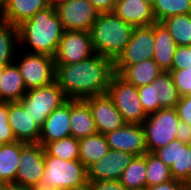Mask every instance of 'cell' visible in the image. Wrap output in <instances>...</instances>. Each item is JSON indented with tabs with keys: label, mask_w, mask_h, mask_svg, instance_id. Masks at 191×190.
<instances>
[{
	"label": "cell",
	"mask_w": 191,
	"mask_h": 190,
	"mask_svg": "<svg viewBox=\"0 0 191 190\" xmlns=\"http://www.w3.org/2000/svg\"><path fill=\"white\" fill-rule=\"evenodd\" d=\"M109 149L120 150L141 156L148 152L142 124H126L105 134Z\"/></svg>",
	"instance_id": "obj_15"
},
{
	"label": "cell",
	"mask_w": 191,
	"mask_h": 190,
	"mask_svg": "<svg viewBox=\"0 0 191 190\" xmlns=\"http://www.w3.org/2000/svg\"><path fill=\"white\" fill-rule=\"evenodd\" d=\"M50 6L56 7L58 4L62 3L65 0H47Z\"/></svg>",
	"instance_id": "obj_45"
},
{
	"label": "cell",
	"mask_w": 191,
	"mask_h": 190,
	"mask_svg": "<svg viewBox=\"0 0 191 190\" xmlns=\"http://www.w3.org/2000/svg\"><path fill=\"white\" fill-rule=\"evenodd\" d=\"M188 169H189V181L191 180V145H189V165H188Z\"/></svg>",
	"instance_id": "obj_46"
},
{
	"label": "cell",
	"mask_w": 191,
	"mask_h": 190,
	"mask_svg": "<svg viewBox=\"0 0 191 190\" xmlns=\"http://www.w3.org/2000/svg\"><path fill=\"white\" fill-rule=\"evenodd\" d=\"M162 23L177 46H191V13L169 17Z\"/></svg>",
	"instance_id": "obj_30"
},
{
	"label": "cell",
	"mask_w": 191,
	"mask_h": 190,
	"mask_svg": "<svg viewBox=\"0 0 191 190\" xmlns=\"http://www.w3.org/2000/svg\"><path fill=\"white\" fill-rule=\"evenodd\" d=\"M55 80L68 99H85L106 94L115 74L114 61L94 54L72 64H55Z\"/></svg>",
	"instance_id": "obj_1"
},
{
	"label": "cell",
	"mask_w": 191,
	"mask_h": 190,
	"mask_svg": "<svg viewBox=\"0 0 191 190\" xmlns=\"http://www.w3.org/2000/svg\"><path fill=\"white\" fill-rule=\"evenodd\" d=\"M0 190H32V189L13 182V183H2L0 185Z\"/></svg>",
	"instance_id": "obj_42"
},
{
	"label": "cell",
	"mask_w": 191,
	"mask_h": 190,
	"mask_svg": "<svg viewBox=\"0 0 191 190\" xmlns=\"http://www.w3.org/2000/svg\"><path fill=\"white\" fill-rule=\"evenodd\" d=\"M49 6L47 0H7L4 20L18 27Z\"/></svg>",
	"instance_id": "obj_24"
},
{
	"label": "cell",
	"mask_w": 191,
	"mask_h": 190,
	"mask_svg": "<svg viewBox=\"0 0 191 190\" xmlns=\"http://www.w3.org/2000/svg\"><path fill=\"white\" fill-rule=\"evenodd\" d=\"M19 42L29 44L32 53H41L54 57L61 37L63 25L54 6L38 11L31 19L18 26Z\"/></svg>",
	"instance_id": "obj_2"
},
{
	"label": "cell",
	"mask_w": 191,
	"mask_h": 190,
	"mask_svg": "<svg viewBox=\"0 0 191 190\" xmlns=\"http://www.w3.org/2000/svg\"><path fill=\"white\" fill-rule=\"evenodd\" d=\"M70 130L78 140L97 133L90 107L83 99H70Z\"/></svg>",
	"instance_id": "obj_21"
},
{
	"label": "cell",
	"mask_w": 191,
	"mask_h": 190,
	"mask_svg": "<svg viewBox=\"0 0 191 190\" xmlns=\"http://www.w3.org/2000/svg\"><path fill=\"white\" fill-rule=\"evenodd\" d=\"M191 67V46H177L171 70H180Z\"/></svg>",
	"instance_id": "obj_36"
},
{
	"label": "cell",
	"mask_w": 191,
	"mask_h": 190,
	"mask_svg": "<svg viewBox=\"0 0 191 190\" xmlns=\"http://www.w3.org/2000/svg\"><path fill=\"white\" fill-rule=\"evenodd\" d=\"M71 136L70 99L51 112L41 127L38 144L45 147L49 142Z\"/></svg>",
	"instance_id": "obj_19"
},
{
	"label": "cell",
	"mask_w": 191,
	"mask_h": 190,
	"mask_svg": "<svg viewBox=\"0 0 191 190\" xmlns=\"http://www.w3.org/2000/svg\"><path fill=\"white\" fill-rule=\"evenodd\" d=\"M174 85L179 96L191 95V67L180 70H170Z\"/></svg>",
	"instance_id": "obj_34"
},
{
	"label": "cell",
	"mask_w": 191,
	"mask_h": 190,
	"mask_svg": "<svg viewBox=\"0 0 191 190\" xmlns=\"http://www.w3.org/2000/svg\"><path fill=\"white\" fill-rule=\"evenodd\" d=\"M135 190H147L146 188H142V189H135Z\"/></svg>",
	"instance_id": "obj_51"
},
{
	"label": "cell",
	"mask_w": 191,
	"mask_h": 190,
	"mask_svg": "<svg viewBox=\"0 0 191 190\" xmlns=\"http://www.w3.org/2000/svg\"><path fill=\"white\" fill-rule=\"evenodd\" d=\"M113 12L134 27L151 26L156 22L148 0H116Z\"/></svg>",
	"instance_id": "obj_20"
},
{
	"label": "cell",
	"mask_w": 191,
	"mask_h": 190,
	"mask_svg": "<svg viewBox=\"0 0 191 190\" xmlns=\"http://www.w3.org/2000/svg\"><path fill=\"white\" fill-rule=\"evenodd\" d=\"M83 100L90 107L98 133L105 135L127 124L107 93Z\"/></svg>",
	"instance_id": "obj_14"
},
{
	"label": "cell",
	"mask_w": 191,
	"mask_h": 190,
	"mask_svg": "<svg viewBox=\"0 0 191 190\" xmlns=\"http://www.w3.org/2000/svg\"><path fill=\"white\" fill-rule=\"evenodd\" d=\"M180 123L175 107L161 108L147 116L142 123L148 153L166 146L176 139V129Z\"/></svg>",
	"instance_id": "obj_6"
},
{
	"label": "cell",
	"mask_w": 191,
	"mask_h": 190,
	"mask_svg": "<svg viewBox=\"0 0 191 190\" xmlns=\"http://www.w3.org/2000/svg\"><path fill=\"white\" fill-rule=\"evenodd\" d=\"M146 187L159 185L172 178L170 167L152 153H146Z\"/></svg>",
	"instance_id": "obj_32"
},
{
	"label": "cell",
	"mask_w": 191,
	"mask_h": 190,
	"mask_svg": "<svg viewBox=\"0 0 191 190\" xmlns=\"http://www.w3.org/2000/svg\"><path fill=\"white\" fill-rule=\"evenodd\" d=\"M45 151L63 160H79V140L73 136L49 142Z\"/></svg>",
	"instance_id": "obj_33"
},
{
	"label": "cell",
	"mask_w": 191,
	"mask_h": 190,
	"mask_svg": "<svg viewBox=\"0 0 191 190\" xmlns=\"http://www.w3.org/2000/svg\"><path fill=\"white\" fill-rule=\"evenodd\" d=\"M156 22L182 14L191 13V0H157L152 5Z\"/></svg>",
	"instance_id": "obj_31"
},
{
	"label": "cell",
	"mask_w": 191,
	"mask_h": 190,
	"mask_svg": "<svg viewBox=\"0 0 191 190\" xmlns=\"http://www.w3.org/2000/svg\"><path fill=\"white\" fill-rule=\"evenodd\" d=\"M147 190H186V185L179 180L171 179L170 181L146 187Z\"/></svg>",
	"instance_id": "obj_39"
},
{
	"label": "cell",
	"mask_w": 191,
	"mask_h": 190,
	"mask_svg": "<svg viewBox=\"0 0 191 190\" xmlns=\"http://www.w3.org/2000/svg\"><path fill=\"white\" fill-rule=\"evenodd\" d=\"M1 74H2V68H0V78H1Z\"/></svg>",
	"instance_id": "obj_50"
},
{
	"label": "cell",
	"mask_w": 191,
	"mask_h": 190,
	"mask_svg": "<svg viewBox=\"0 0 191 190\" xmlns=\"http://www.w3.org/2000/svg\"><path fill=\"white\" fill-rule=\"evenodd\" d=\"M154 50V24L134 27L130 41L114 61V72L120 74L127 66L153 59Z\"/></svg>",
	"instance_id": "obj_9"
},
{
	"label": "cell",
	"mask_w": 191,
	"mask_h": 190,
	"mask_svg": "<svg viewBox=\"0 0 191 190\" xmlns=\"http://www.w3.org/2000/svg\"><path fill=\"white\" fill-rule=\"evenodd\" d=\"M27 89L16 63L2 68L0 78V101L19 102L26 94Z\"/></svg>",
	"instance_id": "obj_22"
},
{
	"label": "cell",
	"mask_w": 191,
	"mask_h": 190,
	"mask_svg": "<svg viewBox=\"0 0 191 190\" xmlns=\"http://www.w3.org/2000/svg\"><path fill=\"white\" fill-rule=\"evenodd\" d=\"M154 39L155 50L153 60L163 71L169 72L177 45L162 22L154 23Z\"/></svg>",
	"instance_id": "obj_23"
},
{
	"label": "cell",
	"mask_w": 191,
	"mask_h": 190,
	"mask_svg": "<svg viewBox=\"0 0 191 190\" xmlns=\"http://www.w3.org/2000/svg\"><path fill=\"white\" fill-rule=\"evenodd\" d=\"M134 155L120 150L110 149L99 161L87 169V180H119Z\"/></svg>",
	"instance_id": "obj_17"
},
{
	"label": "cell",
	"mask_w": 191,
	"mask_h": 190,
	"mask_svg": "<svg viewBox=\"0 0 191 190\" xmlns=\"http://www.w3.org/2000/svg\"><path fill=\"white\" fill-rule=\"evenodd\" d=\"M137 88L140 102L147 115L161 108H173L180 100L170 72L163 71L149 85Z\"/></svg>",
	"instance_id": "obj_8"
},
{
	"label": "cell",
	"mask_w": 191,
	"mask_h": 190,
	"mask_svg": "<svg viewBox=\"0 0 191 190\" xmlns=\"http://www.w3.org/2000/svg\"><path fill=\"white\" fill-rule=\"evenodd\" d=\"M68 100L56 80L45 86L28 90L19 101L41 128L52 111Z\"/></svg>",
	"instance_id": "obj_7"
},
{
	"label": "cell",
	"mask_w": 191,
	"mask_h": 190,
	"mask_svg": "<svg viewBox=\"0 0 191 190\" xmlns=\"http://www.w3.org/2000/svg\"><path fill=\"white\" fill-rule=\"evenodd\" d=\"M133 29L114 12L100 13L89 31L95 53L115 61L130 41Z\"/></svg>",
	"instance_id": "obj_3"
},
{
	"label": "cell",
	"mask_w": 191,
	"mask_h": 190,
	"mask_svg": "<svg viewBox=\"0 0 191 190\" xmlns=\"http://www.w3.org/2000/svg\"><path fill=\"white\" fill-rule=\"evenodd\" d=\"M162 72L163 70L153 59H148L127 66L119 75L127 82L140 87L152 83Z\"/></svg>",
	"instance_id": "obj_26"
},
{
	"label": "cell",
	"mask_w": 191,
	"mask_h": 190,
	"mask_svg": "<svg viewBox=\"0 0 191 190\" xmlns=\"http://www.w3.org/2000/svg\"><path fill=\"white\" fill-rule=\"evenodd\" d=\"M45 148L38 143H25L21 141V155L16 181L30 189L40 187L44 175Z\"/></svg>",
	"instance_id": "obj_11"
},
{
	"label": "cell",
	"mask_w": 191,
	"mask_h": 190,
	"mask_svg": "<svg viewBox=\"0 0 191 190\" xmlns=\"http://www.w3.org/2000/svg\"><path fill=\"white\" fill-rule=\"evenodd\" d=\"M6 6H7V0H0V20H4Z\"/></svg>",
	"instance_id": "obj_44"
},
{
	"label": "cell",
	"mask_w": 191,
	"mask_h": 190,
	"mask_svg": "<svg viewBox=\"0 0 191 190\" xmlns=\"http://www.w3.org/2000/svg\"><path fill=\"white\" fill-rule=\"evenodd\" d=\"M105 135L95 133L79 140V160L88 169L109 151Z\"/></svg>",
	"instance_id": "obj_25"
},
{
	"label": "cell",
	"mask_w": 191,
	"mask_h": 190,
	"mask_svg": "<svg viewBox=\"0 0 191 190\" xmlns=\"http://www.w3.org/2000/svg\"><path fill=\"white\" fill-rule=\"evenodd\" d=\"M17 141L8 123V102L0 101V143L8 144Z\"/></svg>",
	"instance_id": "obj_35"
},
{
	"label": "cell",
	"mask_w": 191,
	"mask_h": 190,
	"mask_svg": "<svg viewBox=\"0 0 191 190\" xmlns=\"http://www.w3.org/2000/svg\"><path fill=\"white\" fill-rule=\"evenodd\" d=\"M21 155V141H15L0 146V182L16 181Z\"/></svg>",
	"instance_id": "obj_27"
},
{
	"label": "cell",
	"mask_w": 191,
	"mask_h": 190,
	"mask_svg": "<svg viewBox=\"0 0 191 190\" xmlns=\"http://www.w3.org/2000/svg\"><path fill=\"white\" fill-rule=\"evenodd\" d=\"M17 66L27 91L55 81L56 66L52 56L30 51Z\"/></svg>",
	"instance_id": "obj_10"
},
{
	"label": "cell",
	"mask_w": 191,
	"mask_h": 190,
	"mask_svg": "<svg viewBox=\"0 0 191 190\" xmlns=\"http://www.w3.org/2000/svg\"><path fill=\"white\" fill-rule=\"evenodd\" d=\"M8 123L17 141L39 142L41 128L20 102H8Z\"/></svg>",
	"instance_id": "obj_18"
},
{
	"label": "cell",
	"mask_w": 191,
	"mask_h": 190,
	"mask_svg": "<svg viewBox=\"0 0 191 190\" xmlns=\"http://www.w3.org/2000/svg\"><path fill=\"white\" fill-rule=\"evenodd\" d=\"M176 139L191 145V125L180 120L176 129Z\"/></svg>",
	"instance_id": "obj_40"
},
{
	"label": "cell",
	"mask_w": 191,
	"mask_h": 190,
	"mask_svg": "<svg viewBox=\"0 0 191 190\" xmlns=\"http://www.w3.org/2000/svg\"><path fill=\"white\" fill-rule=\"evenodd\" d=\"M55 8L64 30L89 32L99 16L88 0H65Z\"/></svg>",
	"instance_id": "obj_12"
},
{
	"label": "cell",
	"mask_w": 191,
	"mask_h": 190,
	"mask_svg": "<svg viewBox=\"0 0 191 190\" xmlns=\"http://www.w3.org/2000/svg\"><path fill=\"white\" fill-rule=\"evenodd\" d=\"M146 153L134 156L123 171L119 181L127 190L146 188Z\"/></svg>",
	"instance_id": "obj_29"
},
{
	"label": "cell",
	"mask_w": 191,
	"mask_h": 190,
	"mask_svg": "<svg viewBox=\"0 0 191 190\" xmlns=\"http://www.w3.org/2000/svg\"><path fill=\"white\" fill-rule=\"evenodd\" d=\"M152 154L170 167L173 179L182 181L185 185L189 182V144L174 139Z\"/></svg>",
	"instance_id": "obj_16"
},
{
	"label": "cell",
	"mask_w": 191,
	"mask_h": 190,
	"mask_svg": "<svg viewBox=\"0 0 191 190\" xmlns=\"http://www.w3.org/2000/svg\"><path fill=\"white\" fill-rule=\"evenodd\" d=\"M151 5H153L157 0H148Z\"/></svg>",
	"instance_id": "obj_49"
},
{
	"label": "cell",
	"mask_w": 191,
	"mask_h": 190,
	"mask_svg": "<svg viewBox=\"0 0 191 190\" xmlns=\"http://www.w3.org/2000/svg\"><path fill=\"white\" fill-rule=\"evenodd\" d=\"M94 190H127L119 180L93 181Z\"/></svg>",
	"instance_id": "obj_38"
},
{
	"label": "cell",
	"mask_w": 191,
	"mask_h": 190,
	"mask_svg": "<svg viewBox=\"0 0 191 190\" xmlns=\"http://www.w3.org/2000/svg\"><path fill=\"white\" fill-rule=\"evenodd\" d=\"M44 164L40 187L70 190L87 180V169L80 160H63L45 151Z\"/></svg>",
	"instance_id": "obj_4"
},
{
	"label": "cell",
	"mask_w": 191,
	"mask_h": 190,
	"mask_svg": "<svg viewBox=\"0 0 191 190\" xmlns=\"http://www.w3.org/2000/svg\"><path fill=\"white\" fill-rule=\"evenodd\" d=\"M70 190H94V183L92 181L86 180L83 184L77 185Z\"/></svg>",
	"instance_id": "obj_43"
},
{
	"label": "cell",
	"mask_w": 191,
	"mask_h": 190,
	"mask_svg": "<svg viewBox=\"0 0 191 190\" xmlns=\"http://www.w3.org/2000/svg\"><path fill=\"white\" fill-rule=\"evenodd\" d=\"M175 109L179 119L191 125V95L180 97Z\"/></svg>",
	"instance_id": "obj_37"
},
{
	"label": "cell",
	"mask_w": 191,
	"mask_h": 190,
	"mask_svg": "<svg viewBox=\"0 0 191 190\" xmlns=\"http://www.w3.org/2000/svg\"><path fill=\"white\" fill-rule=\"evenodd\" d=\"M186 190H191V180L186 184Z\"/></svg>",
	"instance_id": "obj_48"
},
{
	"label": "cell",
	"mask_w": 191,
	"mask_h": 190,
	"mask_svg": "<svg viewBox=\"0 0 191 190\" xmlns=\"http://www.w3.org/2000/svg\"><path fill=\"white\" fill-rule=\"evenodd\" d=\"M32 190H64V189H60V188H43V187H38V188H34Z\"/></svg>",
	"instance_id": "obj_47"
},
{
	"label": "cell",
	"mask_w": 191,
	"mask_h": 190,
	"mask_svg": "<svg viewBox=\"0 0 191 190\" xmlns=\"http://www.w3.org/2000/svg\"><path fill=\"white\" fill-rule=\"evenodd\" d=\"M107 94L127 124H142L147 118L139 99L138 88L119 74L112 76Z\"/></svg>",
	"instance_id": "obj_5"
},
{
	"label": "cell",
	"mask_w": 191,
	"mask_h": 190,
	"mask_svg": "<svg viewBox=\"0 0 191 190\" xmlns=\"http://www.w3.org/2000/svg\"><path fill=\"white\" fill-rule=\"evenodd\" d=\"M95 53L90 32L65 30L57 52L54 56L55 64H72L86 60Z\"/></svg>",
	"instance_id": "obj_13"
},
{
	"label": "cell",
	"mask_w": 191,
	"mask_h": 190,
	"mask_svg": "<svg viewBox=\"0 0 191 190\" xmlns=\"http://www.w3.org/2000/svg\"><path fill=\"white\" fill-rule=\"evenodd\" d=\"M19 42L18 27L6 20H0V68L13 63L15 45ZM15 50V51H14Z\"/></svg>",
	"instance_id": "obj_28"
},
{
	"label": "cell",
	"mask_w": 191,
	"mask_h": 190,
	"mask_svg": "<svg viewBox=\"0 0 191 190\" xmlns=\"http://www.w3.org/2000/svg\"><path fill=\"white\" fill-rule=\"evenodd\" d=\"M95 9L100 13H110L115 9L116 0H88Z\"/></svg>",
	"instance_id": "obj_41"
}]
</instances>
